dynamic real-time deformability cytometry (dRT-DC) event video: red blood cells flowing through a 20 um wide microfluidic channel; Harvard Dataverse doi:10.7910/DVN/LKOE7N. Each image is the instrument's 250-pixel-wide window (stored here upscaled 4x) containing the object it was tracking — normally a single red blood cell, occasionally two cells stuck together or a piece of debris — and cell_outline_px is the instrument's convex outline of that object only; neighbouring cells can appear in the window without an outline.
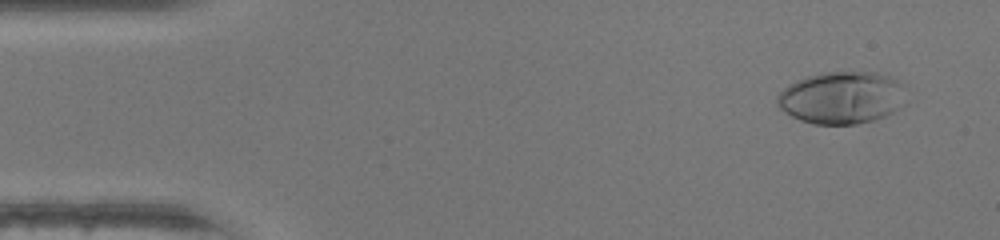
{"species": "human", "species_latin": "Homo sapiens", "temperature_condition": "warm", "stored_images_in_passage": 48, "camera_frame_rate_fps": 3000, "um_per_image_px": 0.085, "donor": {"sex": "female"}, "frame": {"image": 1, "passage_image": 4, "time_ms": 1.0, "image_size_px": [1000, 240], "cell_outline_px": [[908, 104], [884, 116], [872, 120], [856, 124], [812, 124], [800, 120], [784, 112], [776, 104], [776, 96], [788, 84], [796, 80], [808, 76], [824, 72], [880, 72], [900, 80], [904, 84]], "centroid_in_image_um": [71.6, 8.29], "position_along_channel_um": 13.4, "area_um2": 40.0}}
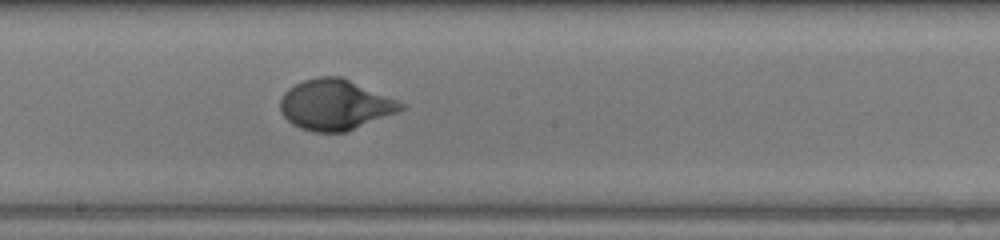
{"frame": {"image": 2, "passage_image": 26, "time_ms": 8.333, "image_size_px": [1000, 240], "cell_outline_px": [[408, 108], [344, 132], [316, 132], [300, 128], [292, 124], [280, 112], [280, 100], [284, 92], [288, 88], [304, 80], [316, 76], [340, 76], [408, 104]], "centroid_in_image_um": [28.49, 8.9], "position_along_channel_um": 219.7, "area_um2": 35.49}}
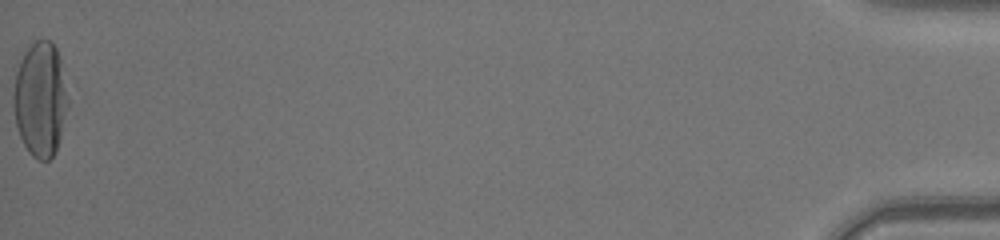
{"frame": {"image": 3, "passage_image": 48, "time_ms": 15.667, "image_size_px": [1000, 240], "cell_outline_px": [[68, 108], [60, 136], [56, 148], [52, 156], [48, 160], [36, 160], [28, 152], [20, 136], [16, 124], [12, 104], [12, 96], [16, 72], [20, 60], [28, 48], [36, 40], [52, 40], [56, 48], [60, 60], [68, 100]], "centroid_in_image_um": [3.41, 8.44], "position_along_channel_um": 431.8, "area_um2": 36.3}, "authors_computed_cell_mechanics": {"area_um2": 34.9112, "velocity_mm_per_s": 4.3822, "shape_relaxation_time_tau1_ms": 3.4214, "shape_relaxation_time_tau2_ms": null, "deformation_change_tau1": 0.2317, "deformation_change_tau2": null}}